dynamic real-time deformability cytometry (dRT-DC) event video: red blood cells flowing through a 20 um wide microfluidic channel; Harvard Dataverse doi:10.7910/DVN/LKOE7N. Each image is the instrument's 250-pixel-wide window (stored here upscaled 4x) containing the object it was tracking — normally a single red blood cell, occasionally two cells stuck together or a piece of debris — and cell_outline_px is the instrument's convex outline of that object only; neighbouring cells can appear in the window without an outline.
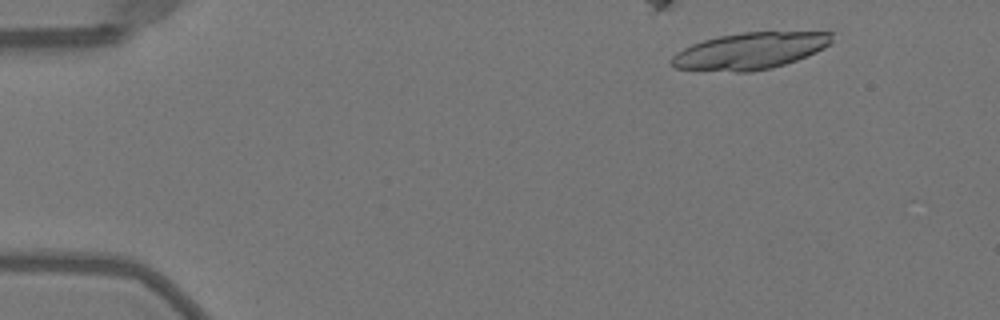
{"species": "Egyptian fruit bat (a non-hibernating species)", "species_latin": "Rousettus aegyptiacus", "temperature_condition": "warm", "stored_images_in_passage": 16, "camera_frame_rate_fps": 3000, "um_per_image_px": 0.085, "animal": {"sex": "female"}, "frame": {"image": 1, "passage_image": 5, "time_ms": 1.333, "image_size_px": [1000, 320], "cell_outline_px": [[832, 44], [816, 52], [796, 60], [772, 68], [752, 72], [736, 72], [676, 68], [668, 64], [668, 60], [676, 52], [692, 44], [704, 40], [720, 36], [744, 32], [832, 32]], "centroid_in_image_um": [63.73, 4.33], "position_along_channel_um": 21.3, "area_um2": 34.28}}